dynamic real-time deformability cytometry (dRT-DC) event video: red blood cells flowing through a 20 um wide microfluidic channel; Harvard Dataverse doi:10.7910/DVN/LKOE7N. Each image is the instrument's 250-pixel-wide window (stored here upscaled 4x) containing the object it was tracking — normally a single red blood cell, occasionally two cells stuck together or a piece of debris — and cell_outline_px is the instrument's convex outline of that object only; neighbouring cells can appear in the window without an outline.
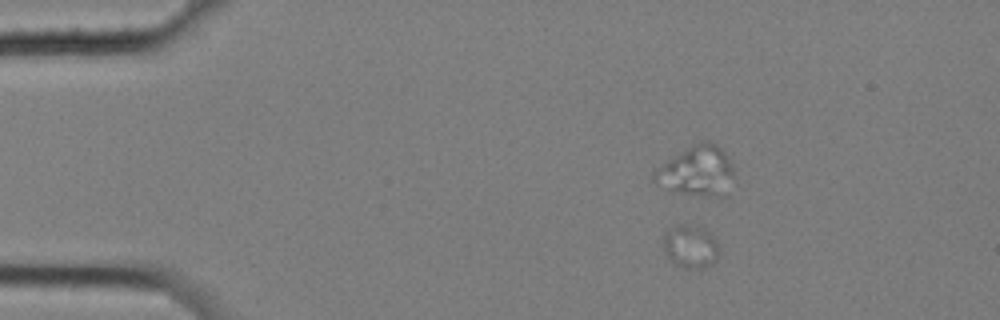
{"species": "common noctule bat (a hibernating species)", "species_latin": "Nyctalus noctula", "temperature_condition": "cold", "stored_images_in_passage": 9, "segment_of_instrument_passage": [1, 2], "camera_frame_rate_fps": 3000, "um_per_image_px": 0.085, "animal": {"sex": "female", "body_mass_g": 25.1}, "frame": {"image": 1, "passage_image": 1, "time_ms": 0.0, "image_size_px": [1000, 320], "cell_outline_px": [[716, 260], [704, 268], [680, 268], [664, 252], [664, 236], [668, 228], [676, 224], [704, 224], [716, 240]], "centroid_in_image_um": [58.67, 20.89], "position_along_channel_um": 26.3, "area_um2": 14.22}}